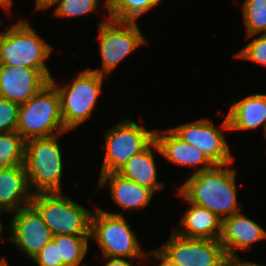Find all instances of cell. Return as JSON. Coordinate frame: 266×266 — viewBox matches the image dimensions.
<instances>
[{"label": "cell", "instance_id": "13", "mask_svg": "<svg viewBox=\"0 0 266 266\" xmlns=\"http://www.w3.org/2000/svg\"><path fill=\"white\" fill-rule=\"evenodd\" d=\"M50 69L0 64V97L24 104L50 83Z\"/></svg>", "mask_w": 266, "mask_h": 266}, {"label": "cell", "instance_id": "29", "mask_svg": "<svg viewBox=\"0 0 266 266\" xmlns=\"http://www.w3.org/2000/svg\"><path fill=\"white\" fill-rule=\"evenodd\" d=\"M150 258V259H148ZM155 259V265L158 266H177L175 263H173L168 257L167 255H165L158 247L151 249V250H147L146 254H145V261L147 265L150 266V264H148L147 262H151V259ZM157 261H159L157 263Z\"/></svg>", "mask_w": 266, "mask_h": 266}, {"label": "cell", "instance_id": "5", "mask_svg": "<svg viewBox=\"0 0 266 266\" xmlns=\"http://www.w3.org/2000/svg\"><path fill=\"white\" fill-rule=\"evenodd\" d=\"M32 26L24 17L0 29V64L50 69L47 60L54 47Z\"/></svg>", "mask_w": 266, "mask_h": 266}, {"label": "cell", "instance_id": "10", "mask_svg": "<svg viewBox=\"0 0 266 266\" xmlns=\"http://www.w3.org/2000/svg\"><path fill=\"white\" fill-rule=\"evenodd\" d=\"M220 123L216 127L210 118L204 117L169 129L182 141L197 147L214 165H223L235 162L236 158L225 134L230 131L227 116Z\"/></svg>", "mask_w": 266, "mask_h": 266}, {"label": "cell", "instance_id": "9", "mask_svg": "<svg viewBox=\"0 0 266 266\" xmlns=\"http://www.w3.org/2000/svg\"><path fill=\"white\" fill-rule=\"evenodd\" d=\"M142 123L126 117L118 120L108 130H103L105 153L99 174L117 172L155 139V129L149 130Z\"/></svg>", "mask_w": 266, "mask_h": 266}, {"label": "cell", "instance_id": "12", "mask_svg": "<svg viewBox=\"0 0 266 266\" xmlns=\"http://www.w3.org/2000/svg\"><path fill=\"white\" fill-rule=\"evenodd\" d=\"M9 215H12L7 226L9 242L14 244L19 253L22 252V255L32 260L52 240L51 231L32 205Z\"/></svg>", "mask_w": 266, "mask_h": 266}, {"label": "cell", "instance_id": "18", "mask_svg": "<svg viewBox=\"0 0 266 266\" xmlns=\"http://www.w3.org/2000/svg\"><path fill=\"white\" fill-rule=\"evenodd\" d=\"M162 156L159 145L154 139L144 150L131 157L118 171L121 176L147 187L155 194L165 189L166 183L159 181L158 165L155 155Z\"/></svg>", "mask_w": 266, "mask_h": 266}, {"label": "cell", "instance_id": "3", "mask_svg": "<svg viewBox=\"0 0 266 266\" xmlns=\"http://www.w3.org/2000/svg\"><path fill=\"white\" fill-rule=\"evenodd\" d=\"M106 78L89 68L79 71L71 78L72 81L63 82L64 85H60L55 76L51 78L50 82L60 96L61 116L66 131L72 132L93 116Z\"/></svg>", "mask_w": 266, "mask_h": 266}, {"label": "cell", "instance_id": "33", "mask_svg": "<svg viewBox=\"0 0 266 266\" xmlns=\"http://www.w3.org/2000/svg\"><path fill=\"white\" fill-rule=\"evenodd\" d=\"M7 214V215H9L8 213H6V212H3V211H0V215L1 214ZM1 217V216H0ZM1 219V218H0ZM5 227V224L3 223V221L2 220H0V243L2 242V241H4V240H8L9 241V236H8V238L7 237H4V228Z\"/></svg>", "mask_w": 266, "mask_h": 266}, {"label": "cell", "instance_id": "23", "mask_svg": "<svg viewBox=\"0 0 266 266\" xmlns=\"http://www.w3.org/2000/svg\"><path fill=\"white\" fill-rule=\"evenodd\" d=\"M25 140L18 132L0 133V169L24 164Z\"/></svg>", "mask_w": 266, "mask_h": 266}, {"label": "cell", "instance_id": "20", "mask_svg": "<svg viewBox=\"0 0 266 266\" xmlns=\"http://www.w3.org/2000/svg\"><path fill=\"white\" fill-rule=\"evenodd\" d=\"M176 194L188 206L180 217V226L173 228L179 235L187 238L219 240L222 232V219L204 207L188 202L178 191Z\"/></svg>", "mask_w": 266, "mask_h": 266}, {"label": "cell", "instance_id": "6", "mask_svg": "<svg viewBox=\"0 0 266 266\" xmlns=\"http://www.w3.org/2000/svg\"><path fill=\"white\" fill-rule=\"evenodd\" d=\"M64 192L33 194L31 205L53 236L90 235L93 210L85 208Z\"/></svg>", "mask_w": 266, "mask_h": 266}, {"label": "cell", "instance_id": "31", "mask_svg": "<svg viewBox=\"0 0 266 266\" xmlns=\"http://www.w3.org/2000/svg\"><path fill=\"white\" fill-rule=\"evenodd\" d=\"M226 266H266L264 264H260L257 261L253 262L251 259L243 260L240 256L232 257L227 260Z\"/></svg>", "mask_w": 266, "mask_h": 266}, {"label": "cell", "instance_id": "2", "mask_svg": "<svg viewBox=\"0 0 266 266\" xmlns=\"http://www.w3.org/2000/svg\"><path fill=\"white\" fill-rule=\"evenodd\" d=\"M66 133L25 141L24 167L33 194L64 191L65 158L59 138Z\"/></svg>", "mask_w": 266, "mask_h": 266}, {"label": "cell", "instance_id": "8", "mask_svg": "<svg viewBox=\"0 0 266 266\" xmlns=\"http://www.w3.org/2000/svg\"><path fill=\"white\" fill-rule=\"evenodd\" d=\"M98 43L102 66L90 70L108 77L114 73L118 65L127 56H131L137 48L147 44L148 39L142 33L138 22H119L111 20L106 13V18L98 23Z\"/></svg>", "mask_w": 266, "mask_h": 266}, {"label": "cell", "instance_id": "35", "mask_svg": "<svg viewBox=\"0 0 266 266\" xmlns=\"http://www.w3.org/2000/svg\"><path fill=\"white\" fill-rule=\"evenodd\" d=\"M0 1L3 2L10 10H12L11 8L14 6L13 0H0Z\"/></svg>", "mask_w": 266, "mask_h": 266}, {"label": "cell", "instance_id": "26", "mask_svg": "<svg viewBox=\"0 0 266 266\" xmlns=\"http://www.w3.org/2000/svg\"><path fill=\"white\" fill-rule=\"evenodd\" d=\"M252 38L241 50L234 53V58L248 60L256 65H262L266 68V34L249 35Z\"/></svg>", "mask_w": 266, "mask_h": 266}, {"label": "cell", "instance_id": "34", "mask_svg": "<svg viewBox=\"0 0 266 266\" xmlns=\"http://www.w3.org/2000/svg\"><path fill=\"white\" fill-rule=\"evenodd\" d=\"M0 6H1V8H3V10H5V12H8V13H6L5 15H6V17L8 16V14L9 13H11L12 12V10H10L3 2H1L0 1ZM3 19H1V17H0V28L2 27V25H4L3 24V22L4 21H2Z\"/></svg>", "mask_w": 266, "mask_h": 266}, {"label": "cell", "instance_id": "17", "mask_svg": "<svg viewBox=\"0 0 266 266\" xmlns=\"http://www.w3.org/2000/svg\"><path fill=\"white\" fill-rule=\"evenodd\" d=\"M226 114L230 131H246L263 127L266 137V93L248 94L244 98L234 101Z\"/></svg>", "mask_w": 266, "mask_h": 266}, {"label": "cell", "instance_id": "16", "mask_svg": "<svg viewBox=\"0 0 266 266\" xmlns=\"http://www.w3.org/2000/svg\"><path fill=\"white\" fill-rule=\"evenodd\" d=\"M167 128L165 130L162 129V131L155 130V140L165 160L180 167L193 168V171H189L188 175L208 170L214 166L202 151L182 141L169 127Z\"/></svg>", "mask_w": 266, "mask_h": 266}, {"label": "cell", "instance_id": "11", "mask_svg": "<svg viewBox=\"0 0 266 266\" xmlns=\"http://www.w3.org/2000/svg\"><path fill=\"white\" fill-rule=\"evenodd\" d=\"M158 248L177 266H226L228 257L219 240L187 238L172 229Z\"/></svg>", "mask_w": 266, "mask_h": 266}, {"label": "cell", "instance_id": "1", "mask_svg": "<svg viewBox=\"0 0 266 266\" xmlns=\"http://www.w3.org/2000/svg\"><path fill=\"white\" fill-rule=\"evenodd\" d=\"M234 163L214 165L190 174L176 190L188 202L208 209L223 220L243 210L238 201V170L232 167Z\"/></svg>", "mask_w": 266, "mask_h": 266}, {"label": "cell", "instance_id": "36", "mask_svg": "<svg viewBox=\"0 0 266 266\" xmlns=\"http://www.w3.org/2000/svg\"><path fill=\"white\" fill-rule=\"evenodd\" d=\"M0 266H9V261L7 260L6 257L2 256L0 258Z\"/></svg>", "mask_w": 266, "mask_h": 266}, {"label": "cell", "instance_id": "15", "mask_svg": "<svg viewBox=\"0 0 266 266\" xmlns=\"http://www.w3.org/2000/svg\"><path fill=\"white\" fill-rule=\"evenodd\" d=\"M97 190L109 186L111 200L124 211H137L146 209L156 194L147 187L129 180L117 172L100 174Z\"/></svg>", "mask_w": 266, "mask_h": 266}, {"label": "cell", "instance_id": "4", "mask_svg": "<svg viewBox=\"0 0 266 266\" xmlns=\"http://www.w3.org/2000/svg\"><path fill=\"white\" fill-rule=\"evenodd\" d=\"M91 215L90 239L96 242L102 257L145 260L146 249H142L137 233L131 230L124 213L110 212L94 206ZM93 239V240H92Z\"/></svg>", "mask_w": 266, "mask_h": 266}, {"label": "cell", "instance_id": "22", "mask_svg": "<svg viewBox=\"0 0 266 266\" xmlns=\"http://www.w3.org/2000/svg\"><path fill=\"white\" fill-rule=\"evenodd\" d=\"M157 5L152 0H112L107 7L111 20L119 22H138V19Z\"/></svg>", "mask_w": 266, "mask_h": 266}, {"label": "cell", "instance_id": "30", "mask_svg": "<svg viewBox=\"0 0 266 266\" xmlns=\"http://www.w3.org/2000/svg\"><path fill=\"white\" fill-rule=\"evenodd\" d=\"M104 261L103 266H135L133 263H137L136 266L145 265V261H137L130 258H115V257H101ZM132 260V262H131ZM135 261V262H134ZM139 264V265H138Z\"/></svg>", "mask_w": 266, "mask_h": 266}, {"label": "cell", "instance_id": "21", "mask_svg": "<svg viewBox=\"0 0 266 266\" xmlns=\"http://www.w3.org/2000/svg\"><path fill=\"white\" fill-rule=\"evenodd\" d=\"M52 240L58 246L59 259L65 266H88L85 257L90 249V235H57Z\"/></svg>", "mask_w": 266, "mask_h": 266}, {"label": "cell", "instance_id": "37", "mask_svg": "<svg viewBox=\"0 0 266 266\" xmlns=\"http://www.w3.org/2000/svg\"><path fill=\"white\" fill-rule=\"evenodd\" d=\"M101 1L106 7H108L111 4V2H112V0H101Z\"/></svg>", "mask_w": 266, "mask_h": 266}, {"label": "cell", "instance_id": "32", "mask_svg": "<svg viewBox=\"0 0 266 266\" xmlns=\"http://www.w3.org/2000/svg\"><path fill=\"white\" fill-rule=\"evenodd\" d=\"M35 2V12L37 11H46V10H50L51 7H54L58 4V2L60 0H34Z\"/></svg>", "mask_w": 266, "mask_h": 266}, {"label": "cell", "instance_id": "7", "mask_svg": "<svg viewBox=\"0 0 266 266\" xmlns=\"http://www.w3.org/2000/svg\"><path fill=\"white\" fill-rule=\"evenodd\" d=\"M16 132L25 141L68 132L63 125L59 93L51 82L20 105Z\"/></svg>", "mask_w": 266, "mask_h": 266}, {"label": "cell", "instance_id": "25", "mask_svg": "<svg viewBox=\"0 0 266 266\" xmlns=\"http://www.w3.org/2000/svg\"><path fill=\"white\" fill-rule=\"evenodd\" d=\"M100 2L101 0H60L54 7L52 15L60 19L89 17L88 15L95 14L101 5L107 11V7Z\"/></svg>", "mask_w": 266, "mask_h": 266}, {"label": "cell", "instance_id": "14", "mask_svg": "<svg viewBox=\"0 0 266 266\" xmlns=\"http://www.w3.org/2000/svg\"><path fill=\"white\" fill-rule=\"evenodd\" d=\"M266 240V230L241 210L222 220L220 243L229 258L240 256L236 251L248 252L253 245Z\"/></svg>", "mask_w": 266, "mask_h": 266}, {"label": "cell", "instance_id": "38", "mask_svg": "<svg viewBox=\"0 0 266 266\" xmlns=\"http://www.w3.org/2000/svg\"><path fill=\"white\" fill-rule=\"evenodd\" d=\"M157 6L162 5V2H164L165 0H152ZM161 3V4H160Z\"/></svg>", "mask_w": 266, "mask_h": 266}, {"label": "cell", "instance_id": "28", "mask_svg": "<svg viewBox=\"0 0 266 266\" xmlns=\"http://www.w3.org/2000/svg\"><path fill=\"white\" fill-rule=\"evenodd\" d=\"M31 261L36 266H65L62 259H59L58 246L53 240L48 242Z\"/></svg>", "mask_w": 266, "mask_h": 266}, {"label": "cell", "instance_id": "19", "mask_svg": "<svg viewBox=\"0 0 266 266\" xmlns=\"http://www.w3.org/2000/svg\"><path fill=\"white\" fill-rule=\"evenodd\" d=\"M32 196L24 164L0 169V211L10 214L29 206Z\"/></svg>", "mask_w": 266, "mask_h": 266}, {"label": "cell", "instance_id": "27", "mask_svg": "<svg viewBox=\"0 0 266 266\" xmlns=\"http://www.w3.org/2000/svg\"><path fill=\"white\" fill-rule=\"evenodd\" d=\"M20 105L0 97V133L15 132Z\"/></svg>", "mask_w": 266, "mask_h": 266}, {"label": "cell", "instance_id": "24", "mask_svg": "<svg viewBox=\"0 0 266 266\" xmlns=\"http://www.w3.org/2000/svg\"><path fill=\"white\" fill-rule=\"evenodd\" d=\"M241 11L246 36L266 34V0H243Z\"/></svg>", "mask_w": 266, "mask_h": 266}]
</instances>
